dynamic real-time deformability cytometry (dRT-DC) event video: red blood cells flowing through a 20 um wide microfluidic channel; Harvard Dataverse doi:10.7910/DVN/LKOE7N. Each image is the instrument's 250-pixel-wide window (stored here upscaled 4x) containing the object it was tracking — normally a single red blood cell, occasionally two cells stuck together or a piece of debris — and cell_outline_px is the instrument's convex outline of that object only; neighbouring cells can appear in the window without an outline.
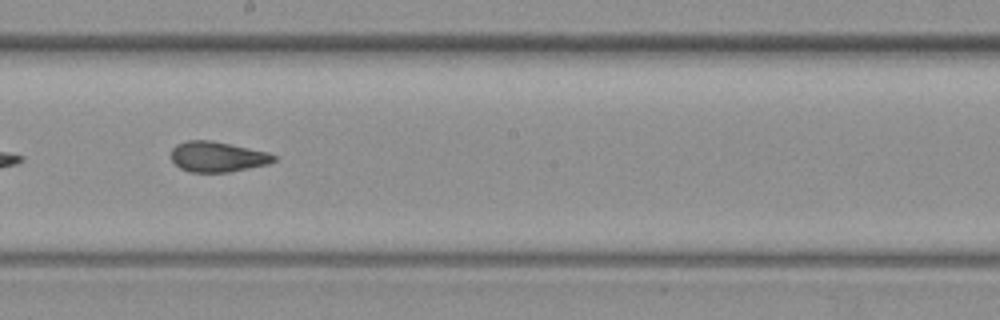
{"species": "common noctule bat (a hibernating species)", "species_latin": "Nyctalus noctula", "temperature_condition": "warm", "stored_images_in_passage": 41, "camera_frame_rate_fps": 3000, "um_per_image_px": 0.085, "animal": {"sex": "female", "body_mass_g": 19.3, "forearm_length_mm": 54.1}, "frame": {"image": 1, "passage_image": 18, "time_ms": 5.667, "image_size_px": [1000, 320], "cell_outline_px": [[276, 160], [268, 164], [228, 172], [188, 172], [180, 168], [172, 160], [172, 148], [176, 144], [188, 140], [212, 140], [268, 152], [276, 156]], "centroid_in_image_um": [18.48, 13.32], "position_along_channel_um": 229.7, "area_um2": 18.15}}
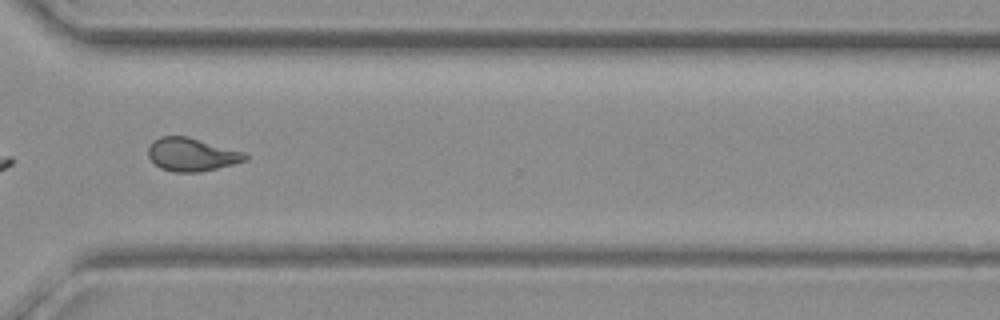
{"frame": {"image": 2, "passage_image": 30, "time_ms": 9.667, "image_size_px": [1000, 320], "cell_outline_px": [[248, 160], [200, 172], [172, 172], [160, 168], [148, 156], [148, 148], [152, 140], [160, 136], [188, 136], [244, 152], [248, 156]], "centroid_in_image_um": [16.27, 13.13], "position_along_channel_um": 354.3, "area_um2": 18.79}}